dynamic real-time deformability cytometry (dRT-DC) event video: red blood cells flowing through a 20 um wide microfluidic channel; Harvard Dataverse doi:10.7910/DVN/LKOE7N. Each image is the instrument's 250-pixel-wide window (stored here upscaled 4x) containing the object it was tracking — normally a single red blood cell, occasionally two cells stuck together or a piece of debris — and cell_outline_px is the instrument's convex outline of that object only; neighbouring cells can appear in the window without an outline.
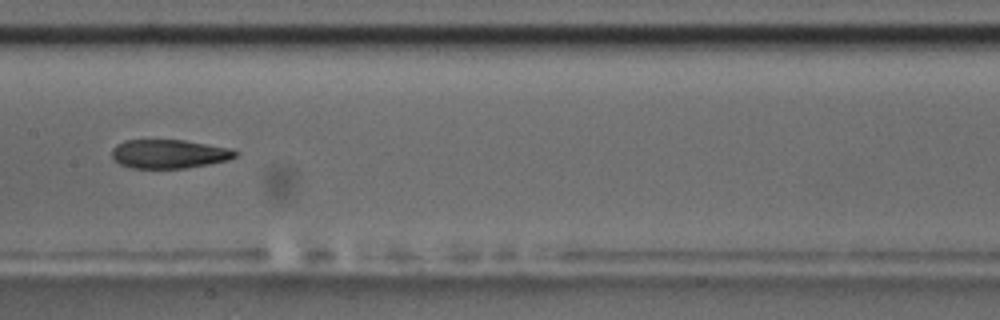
{"species": "common noctule bat (a hibernating species)", "species_latin": "Nyctalus noctula", "temperature_condition": "room temperature", "stored_images_in_passage": 11, "camera_frame_rate_fps": 3000, "um_per_image_px": 0.085, "animal": {"sex": "male", "body_mass_g": 17.5, "forearm_length_mm": 52.3}, "frame": {"image": 1, "passage_image": 8, "time_ms": 8.0, "image_size_px": [1000, 320], "cell_outline_px": [[240, 152], [236, 156], [228, 160], [208, 164], [184, 168], [132, 168], [120, 164], [112, 156], [112, 148], [116, 144], [124, 140], [184, 140], [228, 148]], "centroid_in_image_um": [14.35, 13.08], "position_along_channel_um": 193.0, "area_um2": 20.63}}